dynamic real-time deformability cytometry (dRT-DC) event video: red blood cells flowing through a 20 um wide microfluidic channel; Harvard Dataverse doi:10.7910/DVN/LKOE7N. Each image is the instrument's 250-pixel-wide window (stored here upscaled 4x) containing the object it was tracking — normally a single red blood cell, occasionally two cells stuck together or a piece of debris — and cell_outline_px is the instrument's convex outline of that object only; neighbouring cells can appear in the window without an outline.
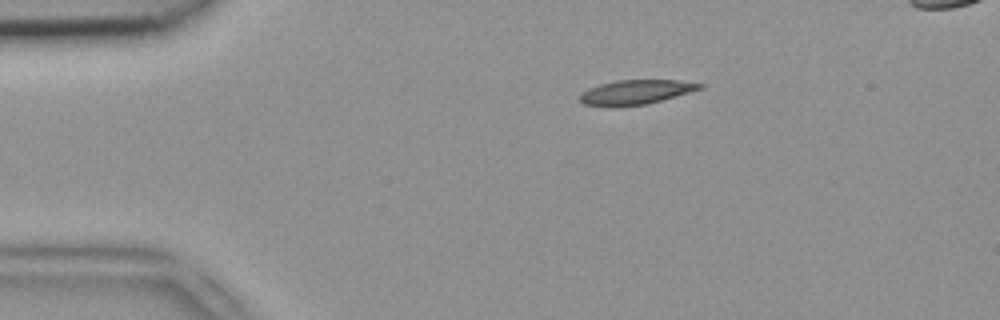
{"species": "common noctule bat (a hibernating species)", "species_latin": "Nyctalus noctula", "temperature_condition": "room temperature", "stored_images_in_passage": 48, "camera_frame_rate_fps": 3000, "um_per_image_px": 0.085, "animal": {"sex": "female", "body_mass_g": 18.4}, "frame": {"image": 1, "passage_image": 9, "time_ms": 2.667, "image_size_px": [1000, 320], "cell_outline_px": [[704, 88], [648, 104], [584, 104], [580, 100], [580, 92], [588, 88], [600, 84], [616, 80], [680, 80], [704, 84]], "centroid_in_image_um": [54.12, 7.78], "position_along_channel_um": 30.9, "area_um2": 16.53}}
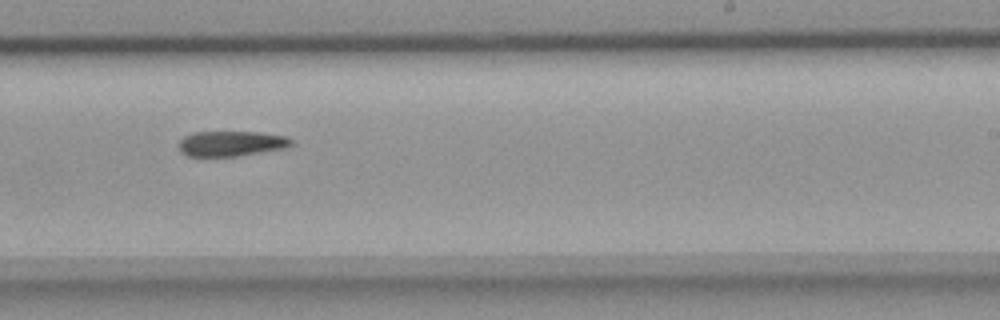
{"frame": {"image": 2, "passage_image": 30, "time_ms": 9.667, "image_size_px": [1000, 320], "cell_outline_px": [[292, 144], [284, 148], [236, 156], [188, 156], [180, 152], [180, 140], [184, 136], [192, 132], [256, 132], [284, 136], [292, 140]], "centroid_in_image_um": [19.61, 12.2], "position_along_channel_um": 269.4, "area_um2": 16.3}}
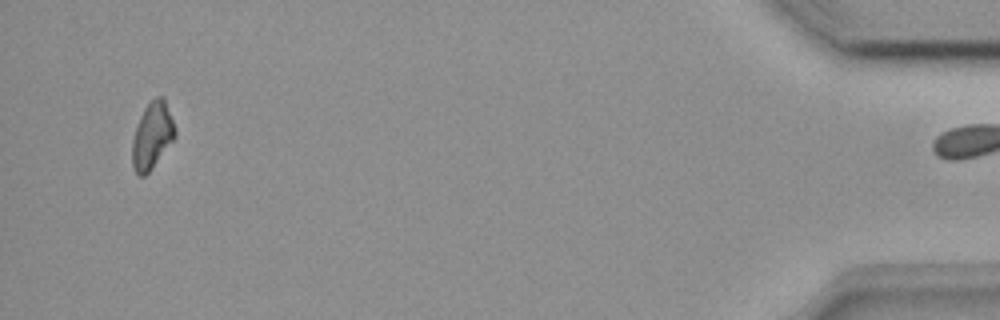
{"frame": {"image": 3, "passage_image": 47, "time_ms": 15.333, "image_size_px": [1000, 320], "cell_outline_px": [[176, 136], [148, 172], [144, 176], [140, 176], [132, 168], [132, 140], [140, 116], [144, 108], [156, 96], [164, 96], [176, 128]], "centroid_in_image_um": [12.94, 11.5], "position_along_channel_um": 422.3, "area_um2": 16.47}}